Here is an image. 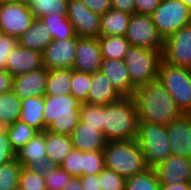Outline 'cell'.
<instances>
[{
  "label": "cell",
  "mask_w": 191,
  "mask_h": 190,
  "mask_svg": "<svg viewBox=\"0 0 191 190\" xmlns=\"http://www.w3.org/2000/svg\"><path fill=\"white\" fill-rule=\"evenodd\" d=\"M133 99L139 121L168 126L184 115L158 79L136 88Z\"/></svg>",
  "instance_id": "6da1fadb"
},
{
  "label": "cell",
  "mask_w": 191,
  "mask_h": 190,
  "mask_svg": "<svg viewBox=\"0 0 191 190\" xmlns=\"http://www.w3.org/2000/svg\"><path fill=\"white\" fill-rule=\"evenodd\" d=\"M138 113L133 97L104 106L103 134L107 141L136 140Z\"/></svg>",
  "instance_id": "7a4b0ae2"
},
{
  "label": "cell",
  "mask_w": 191,
  "mask_h": 190,
  "mask_svg": "<svg viewBox=\"0 0 191 190\" xmlns=\"http://www.w3.org/2000/svg\"><path fill=\"white\" fill-rule=\"evenodd\" d=\"M44 130L70 136L80 121V105L73 95H45Z\"/></svg>",
  "instance_id": "3957f363"
},
{
  "label": "cell",
  "mask_w": 191,
  "mask_h": 190,
  "mask_svg": "<svg viewBox=\"0 0 191 190\" xmlns=\"http://www.w3.org/2000/svg\"><path fill=\"white\" fill-rule=\"evenodd\" d=\"M103 151L105 168L116 172L124 179L131 178L147 169L137 140L107 141Z\"/></svg>",
  "instance_id": "277c9868"
},
{
  "label": "cell",
  "mask_w": 191,
  "mask_h": 190,
  "mask_svg": "<svg viewBox=\"0 0 191 190\" xmlns=\"http://www.w3.org/2000/svg\"><path fill=\"white\" fill-rule=\"evenodd\" d=\"M147 168L156 169L171 154L167 126L139 121L136 138Z\"/></svg>",
  "instance_id": "5b68a950"
},
{
  "label": "cell",
  "mask_w": 191,
  "mask_h": 190,
  "mask_svg": "<svg viewBox=\"0 0 191 190\" xmlns=\"http://www.w3.org/2000/svg\"><path fill=\"white\" fill-rule=\"evenodd\" d=\"M162 60L161 51L130 45L124 62L126 63L132 85L138 88L157 80Z\"/></svg>",
  "instance_id": "8992f818"
},
{
  "label": "cell",
  "mask_w": 191,
  "mask_h": 190,
  "mask_svg": "<svg viewBox=\"0 0 191 190\" xmlns=\"http://www.w3.org/2000/svg\"><path fill=\"white\" fill-rule=\"evenodd\" d=\"M158 80L173 97L182 113L191 115V76L188 68L167 64L162 60Z\"/></svg>",
  "instance_id": "52a82bcc"
},
{
  "label": "cell",
  "mask_w": 191,
  "mask_h": 190,
  "mask_svg": "<svg viewBox=\"0 0 191 190\" xmlns=\"http://www.w3.org/2000/svg\"><path fill=\"white\" fill-rule=\"evenodd\" d=\"M151 17L165 40L183 26L191 24V9L181 0H161Z\"/></svg>",
  "instance_id": "ba28073f"
},
{
  "label": "cell",
  "mask_w": 191,
  "mask_h": 190,
  "mask_svg": "<svg viewBox=\"0 0 191 190\" xmlns=\"http://www.w3.org/2000/svg\"><path fill=\"white\" fill-rule=\"evenodd\" d=\"M125 38L131 46L164 50V39L153 23L151 15L132 14L128 24Z\"/></svg>",
  "instance_id": "9c48e42d"
},
{
  "label": "cell",
  "mask_w": 191,
  "mask_h": 190,
  "mask_svg": "<svg viewBox=\"0 0 191 190\" xmlns=\"http://www.w3.org/2000/svg\"><path fill=\"white\" fill-rule=\"evenodd\" d=\"M35 19L25 0L0 4V29L4 35L19 38Z\"/></svg>",
  "instance_id": "30bf717a"
},
{
  "label": "cell",
  "mask_w": 191,
  "mask_h": 190,
  "mask_svg": "<svg viewBox=\"0 0 191 190\" xmlns=\"http://www.w3.org/2000/svg\"><path fill=\"white\" fill-rule=\"evenodd\" d=\"M162 58L167 64L191 67V24L183 26L164 40Z\"/></svg>",
  "instance_id": "8fae6325"
},
{
  "label": "cell",
  "mask_w": 191,
  "mask_h": 190,
  "mask_svg": "<svg viewBox=\"0 0 191 190\" xmlns=\"http://www.w3.org/2000/svg\"><path fill=\"white\" fill-rule=\"evenodd\" d=\"M67 17L78 37H100L101 16L89 10L81 0H68Z\"/></svg>",
  "instance_id": "7c38bea8"
},
{
  "label": "cell",
  "mask_w": 191,
  "mask_h": 190,
  "mask_svg": "<svg viewBox=\"0 0 191 190\" xmlns=\"http://www.w3.org/2000/svg\"><path fill=\"white\" fill-rule=\"evenodd\" d=\"M78 36L53 39L43 52V66L47 70L73 69Z\"/></svg>",
  "instance_id": "4fadbf2b"
},
{
  "label": "cell",
  "mask_w": 191,
  "mask_h": 190,
  "mask_svg": "<svg viewBox=\"0 0 191 190\" xmlns=\"http://www.w3.org/2000/svg\"><path fill=\"white\" fill-rule=\"evenodd\" d=\"M102 54L98 38H78L73 69L90 74L99 71Z\"/></svg>",
  "instance_id": "5bb4252c"
},
{
  "label": "cell",
  "mask_w": 191,
  "mask_h": 190,
  "mask_svg": "<svg viewBox=\"0 0 191 190\" xmlns=\"http://www.w3.org/2000/svg\"><path fill=\"white\" fill-rule=\"evenodd\" d=\"M171 154L191 158V115L184 114L167 126Z\"/></svg>",
  "instance_id": "9a60e30c"
},
{
  "label": "cell",
  "mask_w": 191,
  "mask_h": 190,
  "mask_svg": "<svg viewBox=\"0 0 191 190\" xmlns=\"http://www.w3.org/2000/svg\"><path fill=\"white\" fill-rule=\"evenodd\" d=\"M16 159L25 168L44 170L49 167L45 148V130L38 132L18 150Z\"/></svg>",
  "instance_id": "2e32d148"
},
{
  "label": "cell",
  "mask_w": 191,
  "mask_h": 190,
  "mask_svg": "<svg viewBox=\"0 0 191 190\" xmlns=\"http://www.w3.org/2000/svg\"><path fill=\"white\" fill-rule=\"evenodd\" d=\"M99 70L122 97H133L136 88L132 85L124 60L102 59Z\"/></svg>",
  "instance_id": "e0dca14e"
},
{
  "label": "cell",
  "mask_w": 191,
  "mask_h": 190,
  "mask_svg": "<svg viewBox=\"0 0 191 190\" xmlns=\"http://www.w3.org/2000/svg\"><path fill=\"white\" fill-rule=\"evenodd\" d=\"M156 171L161 184L191 183V158L170 155Z\"/></svg>",
  "instance_id": "ac0fdd59"
},
{
  "label": "cell",
  "mask_w": 191,
  "mask_h": 190,
  "mask_svg": "<svg viewBox=\"0 0 191 190\" xmlns=\"http://www.w3.org/2000/svg\"><path fill=\"white\" fill-rule=\"evenodd\" d=\"M48 70L43 67L35 71L13 77L12 90L21 99L45 95Z\"/></svg>",
  "instance_id": "d6986e66"
},
{
  "label": "cell",
  "mask_w": 191,
  "mask_h": 190,
  "mask_svg": "<svg viewBox=\"0 0 191 190\" xmlns=\"http://www.w3.org/2000/svg\"><path fill=\"white\" fill-rule=\"evenodd\" d=\"M43 67V53L19 45L8 56L6 70L15 77Z\"/></svg>",
  "instance_id": "ffe728a7"
},
{
  "label": "cell",
  "mask_w": 191,
  "mask_h": 190,
  "mask_svg": "<svg viewBox=\"0 0 191 190\" xmlns=\"http://www.w3.org/2000/svg\"><path fill=\"white\" fill-rule=\"evenodd\" d=\"M122 96L112 86L103 72L91 74V85L87 96V103L106 106L120 100Z\"/></svg>",
  "instance_id": "44dd1931"
},
{
  "label": "cell",
  "mask_w": 191,
  "mask_h": 190,
  "mask_svg": "<svg viewBox=\"0 0 191 190\" xmlns=\"http://www.w3.org/2000/svg\"><path fill=\"white\" fill-rule=\"evenodd\" d=\"M70 137L74 148L82 152L104 150L107 143L103 132L98 131L97 128L86 126L80 121Z\"/></svg>",
  "instance_id": "7402d4cb"
},
{
  "label": "cell",
  "mask_w": 191,
  "mask_h": 190,
  "mask_svg": "<svg viewBox=\"0 0 191 190\" xmlns=\"http://www.w3.org/2000/svg\"><path fill=\"white\" fill-rule=\"evenodd\" d=\"M18 40L20 46L43 53L53 37L43 20L35 18L30 28Z\"/></svg>",
  "instance_id": "603a6c76"
},
{
  "label": "cell",
  "mask_w": 191,
  "mask_h": 190,
  "mask_svg": "<svg viewBox=\"0 0 191 190\" xmlns=\"http://www.w3.org/2000/svg\"><path fill=\"white\" fill-rule=\"evenodd\" d=\"M45 148L49 166H60L74 145L70 136L45 130Z\"/></svg>",
  "instance_id": "cb8c5ba5"
},
{
  "label": "cell",
  "mask_w": 191,
  "mask_h": 190,
  "mask_svg": "<svg viewBox=\"0 0 191 190\" xmlns=\"http://www.w3.org/2000/svg\"><path fill=\"white\" fill-rule=\"evenodd\" d=\"M45 95L32 96L21 100L20 121L36 129L38 132L44 131V104Z\"/></svg>",
  "instance_id": "d4e9b609"
},
{
  "label": "cell",
  "mask_w": 191,
  "mask_h": 190,
  "mask_svg": "<svg viewBox=\"0 0 191 190\" xmlns=\"http://www.w3.org/2000/svg\"><path fill=\"white\" fill-rule=\"evenodd\" d=\"M131 14L111 8L100 20V36H125Z\"/></svg>",
  "instance_id": "484cf974"
},
{
  "label": "cell",
  "mask_w": 191,
  "mask_h": 190,
  "mask_svg": "<svg viewBox=\"0 0 191 190\" xmlns=\"http://www.w3.org/2000/svg\"><path fill=\"white\" fill-rule=\"evenodd\" d=\"M21 99L13 90L0 94V127L6 128L20 118Z\"/></svg>",
  "instance_id": "4316f807"
},
{
  "label": "cell",
  "mask_w": 191,
  "mask_h": 190,
  "mask_svg": "<svg viewBox=\"0 0 191 190\" xmlns=\"http://www.w3.org/2000/svg\"><path fill=\"white\" fill-rule=\"evenodd\" d=\"M71 80L72 69L48 70L45 95L59 96L70 94Z\"/></svg>",
  "instance_id": "83f0119b"
},
{
  "label": "cell",
  "mask_w": 191,
  "mask_h": 190,
  "mask_svg": "<svg viewBox=\"0 0 191 190\" xmlns=\"http://www.w3.org/2000/svg\"><path fill=\"white\" fill-rule=\"evenodd\" d=\"M102 59L124 60L130 43L125 36H100L98 38Z\"/></svg>",
  "instance_id": "f1b7e54d"
},
{
  "label": "cell",
  "mask_w": 191,
  "mask_h": 190,
  "mask_svg": "<svg viewBox=\"0 0 191 190\" xmlns=\"http://www.w3.org/2000/svg\"><path fill=\"white\" fill-rule=\"evenodd\" d=\"M49 29L53 39L61 40L71 38L76 35L73 25L69 21L67 15H59L53 13L41 18Z\"/></svg>",
  "instance_id": "f546056e"
},
{
  "label": "cell",
  "mask_w": 191,
  "mask_h": 190,
  "mask_svg": "<svg viewBox=\"0 0 191 190\" xmlns=\"http://www.w3.org/2000/svg\"><path fill=\"white\" fill-rule=\"evenodd\" d=\"M35 18H42L53 13L67 15L68 0H25Z\"/></svg>",
  "instance_id": "4dcf8cb0"
},
{
  "label": "cell",
  "mask_w": 191,
  "mask_h": 190,
  "mask_svg": "<svg viewBox=\"0 0 191 190\" xmlns=\"http://www.w3.org/2000/svg\"><path fill=\"white\" fill-rule=\"evenodd\" d=\"M160 186L156 169L147 168L144 172L125 179L124 190H160Z\"/></svg>",
  "instance_id": "1f68e13d"
},
{
  "label": "cell",
  "mask_w": 191,
  "mask_h": 190,
  "mask_svg": "<svg viewBox=\"0 0 191 190\" xmlns=\"http://www.w3.org/2000/svg\"><path fill=\"white\" fill-rule=\"evenodd\" d=\"M6 131L12 148L17 152L20 150L30 139H32L38 131L25 122L17 120L14 124L7 126Z\"/></svg>",
  "instance_id": "d6a6232c"
},
{
  "label": "cell",
  "mask_w": 191,
  "mask_h": 190,
  "mask_svg": "<svg viewBox=\"0 0 191 190\" xmlns=\"http://www.w3.org/2000/svg\"><path fill=\"white\" fill-rule=\"evenodd\" d=\"M21 170L22 165L16 158L0 165V190H17Z\"/></svg>",
  "instance_id": "836d02e7"
},
{
  "label": "cell",
  "mask_w": 191,
  "mask_h": 190,
  "mask_svg": "<svg viewBox=\"0 0 191 190\" xmlns=\"http://www.w3.org/2000/svg\"><path fill=\"white\" fill-rule=\"evenodd\" d=\"M79 119L86 126L97 128L98 131L103 132L104 106L81 103Z\"/></svg>",
  "instance_id": "e575fe53"
},
{
  "label": "cell",
  "mask_w": 191,
  "mask_h": 190,
  "mask_svg": "<svg viewBox=\"0 0 191 190\" xmlns=\"http://www.w3.org/2000/svg\"><path fill=\"white\" fill-rule=\"evenodd\" d=\"M19 188L23 190H47L44 170L22 167Z\"/></svg>",
  "instance_id": "d590c367"
},
{
  "label": "cell",
  "mask_w": 191,
  "mask_h": 190,
  "mask_svg": "<svg viewBox=\"0 0 191 190\" xmlns=\"http://www.w3.org/2000/svg\"><path fill=\"white\" fill-rule=\"evenodd\" d=\"M91 85V74L72 69L70 94L81 103H87V96Z\"/></svg>",
  "instance_id": "8d00e7d4"
},
{
  "label": "cell",
  "mask_w": 191,
  "mask_h": 190,
  "mask_svg": "<svg viewBox=\"0 0 191 190\" xmlns=\"http://www.w3.org/2000/svg\"><path fill=\"white\" fill-rule=\"evenodd\" d=\"M44 177L47 190H62L72 176L60 166H49L44 169Z\"/></svg>",
  "instance_id": "74e56055"
},
{
  "label": "cell",
  "mask_w": 191,
  "mask_h": 190,
  "mask_svg": "<svg viewBox=\"0 0 191 190\" xmlns=\"http://www.w3.org/2000/svg\"><path fill=\"white\" fill-rule=\"evenodd\" d=\"M105 168L103 150L83 152V175H97Z\"/></svg>",
  "instance_id": "f35d334b"
},
{
  "label": "cell",
  "mask_w": 191,
  "mask_h": 190,
  "mask_svg": "<svg viewBox=\"0 0 191 190\" xmlns=\"http://www.w3.org/2000/svg\"><path fill=\"white\" fill-rule=\"evenodd\" d=\"M72 177L83 175V152L73 148L60 165Z\"/></svg>",
  "instance_id": "ab89813d"
},
{
  "label": "cell",
  "mask_w": 191,
  "mask_h": 190,
  "mask_svg": "<svg viewBox=\"0 0 191 190\" xmlns=\"http://www.w3.org/2000/svg\"><path fill=\"white\" fill-rule=\"evenodd\" d=\"M101 190H124L125 179L114 171L104 168L99 173Z\"/></svg>",
  "instance_id": "60d3db41"
},
{
  "label": "cell",
  "mask_w": 191,
  "mask_h": 190,
  "mask_svg": "<svg viewBox=\"0 0 191 190\" xmlns=\"http://www.w3.org/2000/svg\"><path fill=\"white\" fill-rule=\"evenodd\" d=\"M18 46L17 38L4 34L0 36V70H6L8 56Z\"/></svg>",
  "instance_id": "b9f144b4"
},
{
  "label": "cell",
  "mask_w": 191,
  "mask_h": 190,
  "mask_svg": "<svg viewBox=\"0 0 191 190\" xmlns=\"http://www.w3.org/2000/svg\"><path fill=\"white\" fill-rule=\"evenodd\" d=\"M16 158V152L12 148L6 128L0 127V165L7 164Z\"/></svg>",
  "instance_id": "7bdbcfd3"
},
{
  "label": "cell",
  "mask_w": 191,
  "mask_h": 190,
  "mask_svg": "<svg viewBox=\"0 0 191 190\" xmlns=\"http://www.w3.org/2000/svg\"><path fill=\"white\" fill-rule=\"evenodd\" d=\"M89 10L92 12L101 15H104L109 11L111 6V0H81Z\"/></svg>",
  "instance_id": "ee69618b"
},
{
  "label": "cell",
  "mask_w": 191,
  "mask_h": 190,
  "mask_svg": "<svg viewBox=\"0 0 191 190\" xmlns=\"http://www.w3.org/2000/svg\"><path fill=\"white\" fill-rule=\"evenodd\" d=\"M161 0H135V13L151 15Z\"/></svg>",
  "instance_id": "f6af8a7d"
},
{
  "label": "cell",
  "mask_w": 191,
  "mask_h": 190,
  "mask_svg": "<svg viewBox=\"0 0 191 190\" xmlns=\"http://www.w3.org/2000/svg\"><path fill=\"white\" fill-rule=\"evenodd\" d=\"M111 6L131 15L135 13V0H111Z\"/></svg>",
  "instance_id": "bcb514c9"
},
{
  "label": "cell",
  "mask_w": 191,
  "mask_h": 190,
  "mask_svg": "<svg viewBox=\"0 0 191 190\" xmlns=\"http://www.w3.org/2000/svg\"><path fill=\"white\" fill-rule=\"evenodd\" d=\"M80 180L84 190H101L99 174L82 175L80 176Z\"/></svg>",
  "instance_id": "7dc6e473"
},
{
  "label": "cell",
  "mask_w": 191,
  "mask_h": 190,
  "mask_svg": "<svg viewBox=\"0 0 191 190\" xmlns=\"http://www.w3.org/2000/svg\"><path fill=\"white\" fill-rule=\"evenodd\" d=\"M13 76L7 70H0V94L12 90Z\"/></svg>",
  "instance_id": "c3c4849f"
},
{
  "label": "cell",
  "mask_w": 191,
  "mask_h": 190,
  "mask_svg": "<svg viewBox=\"0 0 191 190\" xmlns=\"http://www.w3.org/2000/svg\"><path fill=\"white\" fill-rule=\"evenodd\" d=\"M160 190H191V183L161 184Z\"/></svg>",
  "instance_id": "681fc988"
},
{
  "label": "cell",
  "mask_w": 191,
  "mask_h": 190,
  "mask_svg": "<svg viewBox=\"0 0 191 190\" xmlns=\"http://www.w3.org/2000/svg\"><path fill=\"white\" fill-rule=\"evenodd\" d=\"M62 190H84L80 177H71L69 183H67Z\"/></svg>",
  "instance_id": "f907efd6"
},
{
  "label": "cell",
  "mask_w": 191,
  "mask_h": 190,
  "mask_svg": "<svg viewBox=\"0 0 191 190\" xmlns=\"http://www.w3.org/2000/svg\"><path fill=\"white\" fill-rule=\"evenodd\" d=\"M17 1H21V0H0V4L12 3V2H17Z\"/></svg>",
  "instance_id": "816d5d0a"
},
{
  "label": "cell",
  "mask_w": 191,
  "mask_h": 190,
  "mask_svg": "<svg viewBox=\"0 0 191 190\" xmlns=\"http://www.w3.org/2000/svg\"><path fill=\"white\" fill-rule=\"evenodd\" d=\"M181 1L191 9V0H181Z\"/></svg>",
  "instance_id": "f5cc1de1"
},
{
  "label": "cell",
  "mask_w": 191,
  "mask_h": 190,
  "mask_svg": "<svg viewBox=\"0 0 191 190\" xmlns=\"http://www.w3.org/2000/svg\"><path fill=\"white\" fill-rule=\"evenodd\" d=\"M188 70H189V73H190V76H191V67H189Z\"/></svg>",
  "instance_id": "db71d44e"
}]
</instances>
